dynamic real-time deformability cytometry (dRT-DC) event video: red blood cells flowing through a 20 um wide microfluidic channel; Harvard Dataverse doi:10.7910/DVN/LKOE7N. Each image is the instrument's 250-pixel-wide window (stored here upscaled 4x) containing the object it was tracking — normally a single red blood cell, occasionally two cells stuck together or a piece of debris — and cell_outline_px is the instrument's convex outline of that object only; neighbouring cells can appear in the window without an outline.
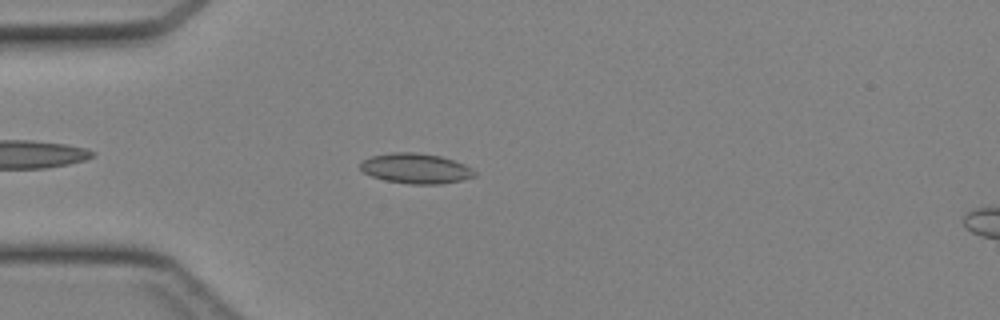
{"species": "Egyptian fruit bat (a non-hibernating species)", "species_latin": "Rousettus aegyptiacus", "temperature_condition": "cold", "stored_images_in_passage": 32, "camera_frame_rate_fps": 3000, "um_per_image_px": 0.085, "animal": {"sex": "female"}, "frame": {"image": 1, "passage_image": 5, "time_ms": 1.333, "image_size_px": [1000, 320], "cell_outline_px": [[476, 176], [460, 180], [440, 184], [408, 184], [384, 180], [372, 176], [364, 172], [360, 168], [360, 164], [364, 160], [372, 156], [392, 152], [416, 152], [440, 156], [464, 164], [472, 168], [476, 172]], "centroid_in_image_um": [35.35, 14.32], "position_along_channel_um": 49.7, "area_um2": 20.0}}
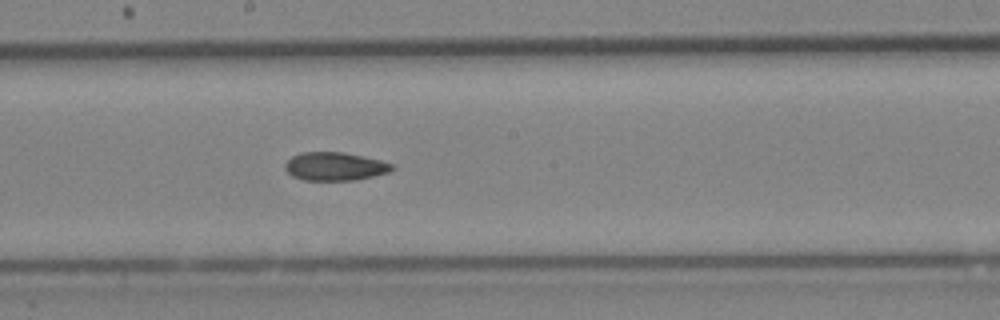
{"frame": {"image": 2, "passage_image": 17, "time_ms": 5.333, "image_size_px": [1000, 320], "cell_outline_px": [[396, 168], [388, 172], [356, 180], [304, 180], [292, 176], [284, 168], [284, 164], [292, 156], [300, 152], [344, 152], [364, 156], [396, 164]], "centroid_in_image_um": [28.48, 14.13], "position_along_channel_um": 219.7, "area_um2": 17.8}}
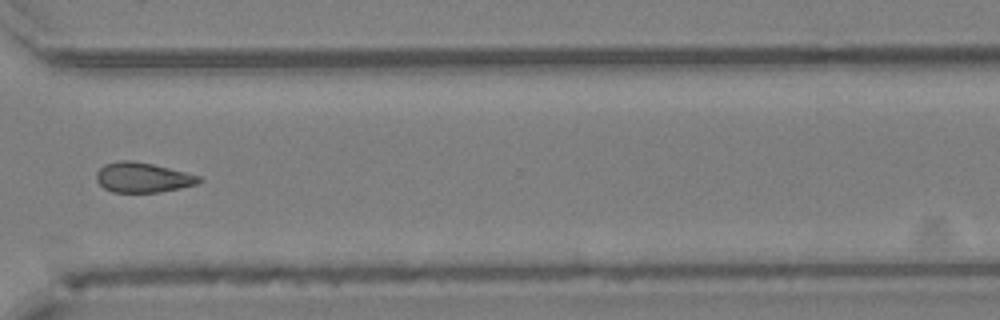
{"frame": {"image": 3, "passage_image": 26, "time_ms": 8.333, "image_size_px": [1000, 320], "cell_outline_px": [[204, 180], [196, 184], [180, 188], [156, 192], [112, 192], [104, 188], [96, 180], [96, 172], [104, 164], [120, 160], [132, 160], [152, 164], [200, 176]], "centroid_in_image_um": [12.11, 15.08], "position_along_channel_um": 358.5, "area_um2": 17.8}}